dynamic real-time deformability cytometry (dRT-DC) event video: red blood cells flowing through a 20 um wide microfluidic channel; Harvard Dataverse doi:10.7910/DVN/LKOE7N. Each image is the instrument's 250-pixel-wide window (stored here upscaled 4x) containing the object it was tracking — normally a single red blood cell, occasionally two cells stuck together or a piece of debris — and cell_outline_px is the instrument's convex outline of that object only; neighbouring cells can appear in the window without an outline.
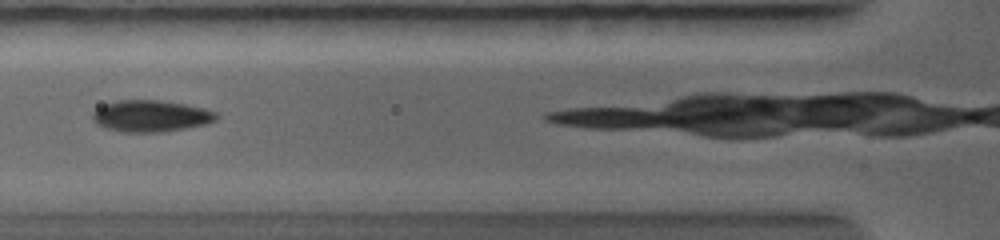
{"species": "common noctule bat (a hibernating species)", "species_latin": "Nyctalus noctula", "temperature_condition": "warm", "stored_images_in_passage": 13, "camera_frame_rate_fps": 5000, "um_per_image_px": 0.085, "animal": {"sex": "female", "body_mass_g": 19.0, "forearm_length_mm": 56.7}, "frame": {"image": 1, "passage_image": 3, "time_ms": 0.8, "image_size_px": [1000, 240], "cell_outline_px": [[216, 120], [208, 124], [164, 132], [124, 132], [104, 128], [96, 124], [92, 120], [92, 112], [96, 108], [104, 104], [116, 100], [160, 100], [184, 104], [204, 108], [216, 112]], "centroid_in_image_um": [12.78, 9.86], "position_along_channel_um": 113.0, "area_um2": 23.0}}
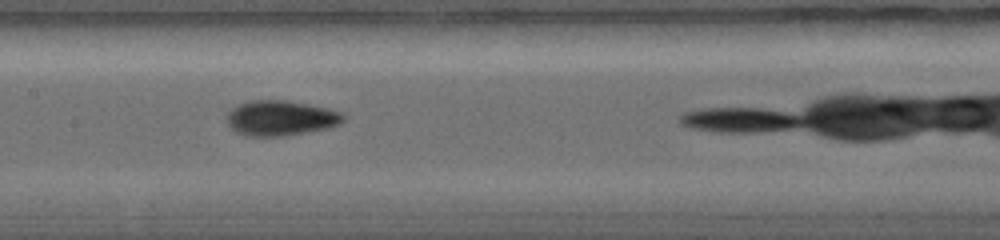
{"frame": {"image": 2, "passage_image": 6, "time_ms": 2.2, "image_size_px": [1000, 240], "cell_outline_px": [[348, 116], [340, 124], [328, 128], [284, 136], [244, 136], [236, 132], [228, 124], [228, 112], [236, 104], [252, 100], [288, 100], [328, 108], [344, 112]], "centroid_in_image_um": [23.9, 10.03], "position_along_channel_um": 183.5, "area_um2": 24.16}}
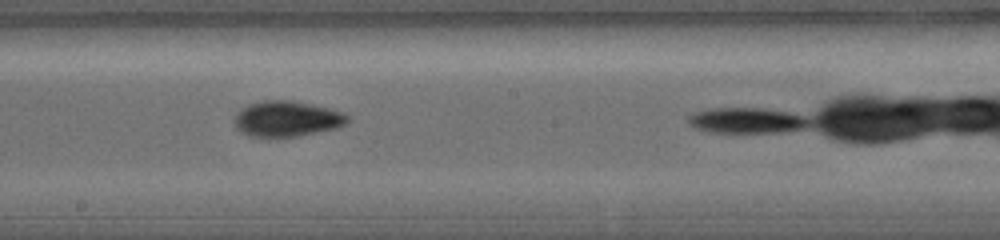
{"frame": {"image": 3, "passage_image": 8, "time_ms": 3.0, "image_size_px": [1000, 240], "cell_outline_px": [[348, 120], [344, 124], [336, 128], [296, 136], [248, 136], [240, 132], [236, 128], [232, 120], [236, 112], [240, 108], [248, 104], [264, 100], [292, 100], [328, 108], [344, 112], [348, 116]], "centroid_in_image_um": [24.31, 10.08], "position_along_channel_um": 223.9, "area_um2": 23.47}}